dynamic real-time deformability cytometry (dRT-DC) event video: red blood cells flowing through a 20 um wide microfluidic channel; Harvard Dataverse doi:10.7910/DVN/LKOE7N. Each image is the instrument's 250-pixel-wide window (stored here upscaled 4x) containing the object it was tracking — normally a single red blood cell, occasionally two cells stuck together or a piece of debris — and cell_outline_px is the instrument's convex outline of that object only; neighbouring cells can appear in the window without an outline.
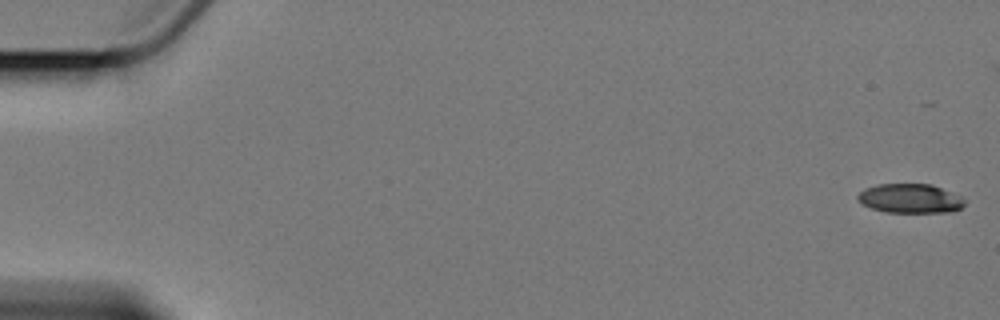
{"species": "Egyptian fruit bat (a non-hibernating species)", "species_latin": "Rousettus aegyptiacus", "temperature_condition": "cold", "stored_images_in_passage": 6, "camera_frame_rate_fps": 3000, "um_per_image_px": 0.085, "animal": {"sex": "female"}, "frame": {"image": 1, "passage_image": 1, "time_ms": 0.0, "image_size_px": [1000, 320], "cell_outline_px": [[964, 204], [960, 208], [952, 212], [884, 212], [860, 204], [856, 200], [856, 196], [864, 188], [876, 184], [932, 184], [960, 196], [964, 200]], "centroid_in_image_um": [77.3, 16.87], "position_along_channel_um": 7.7, "area_um2": 18.32}}
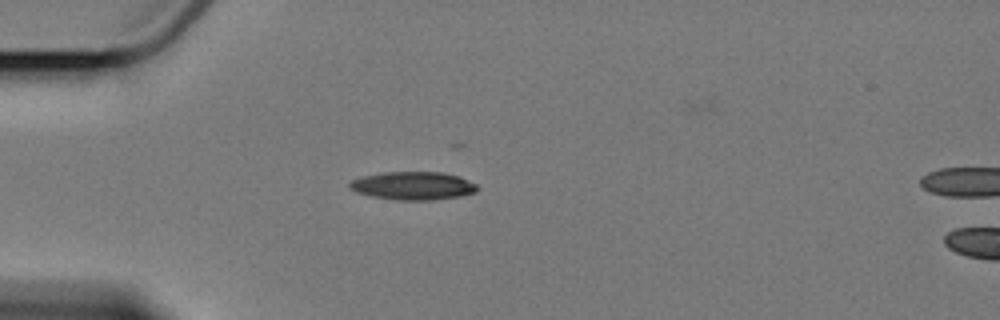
{"frame": {"image": 2, "passage_image": 5, "time_ms": 5.333, "image_size_px": [1000, 320], "cell_outline_px": [[480, 188], [476, 192], [460, 196], [432, 200], [396, 200], [372, 196], [356, 192], [348, 188], [348, 184], [352, 180], [364, 176], [384, 172], [440, 172], [460, 176], [476, 184]], "centroid_in_image_um": [35.12, 15.79], "position_along_channel_um": 49.9, "area_um2": 20.98}}